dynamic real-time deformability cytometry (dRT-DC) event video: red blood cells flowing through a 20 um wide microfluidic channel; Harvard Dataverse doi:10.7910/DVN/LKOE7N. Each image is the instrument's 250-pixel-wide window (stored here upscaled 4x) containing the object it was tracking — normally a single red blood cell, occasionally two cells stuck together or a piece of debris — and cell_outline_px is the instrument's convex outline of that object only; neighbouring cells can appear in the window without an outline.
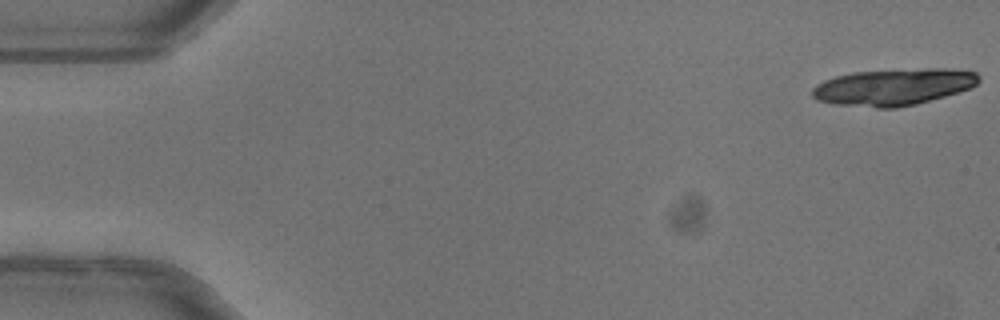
{"species": "common noctule bat (a hibernating species)", "species_latin": "Nyctalus noctula", "temperature_condition": "warm", "stored_images_in_passage": 17, "camera_frame_rate_fps": 3000, "um_per_image_px": 0.085, "animal": {"sex": "female"}, "frame": {"image": 1, "passage_image": 1, "time_ms": 0.0, "image_size_px": [1000, 320], "cell_outline_px": [[980, 80], [972, 88], [916, 104], [896, 108], [876, 108], [832, 104], [816, 100], [812, 96], [812, 88], [816, 84], [824, 80], [836, 76], [852, 72], [928, 68], [944, 68], [976, 72], [980, 76]], "centroid_in_image_um": [75.92, 7.4], "position_along_channel_um": 9.1, "area_um2": 35.78}}